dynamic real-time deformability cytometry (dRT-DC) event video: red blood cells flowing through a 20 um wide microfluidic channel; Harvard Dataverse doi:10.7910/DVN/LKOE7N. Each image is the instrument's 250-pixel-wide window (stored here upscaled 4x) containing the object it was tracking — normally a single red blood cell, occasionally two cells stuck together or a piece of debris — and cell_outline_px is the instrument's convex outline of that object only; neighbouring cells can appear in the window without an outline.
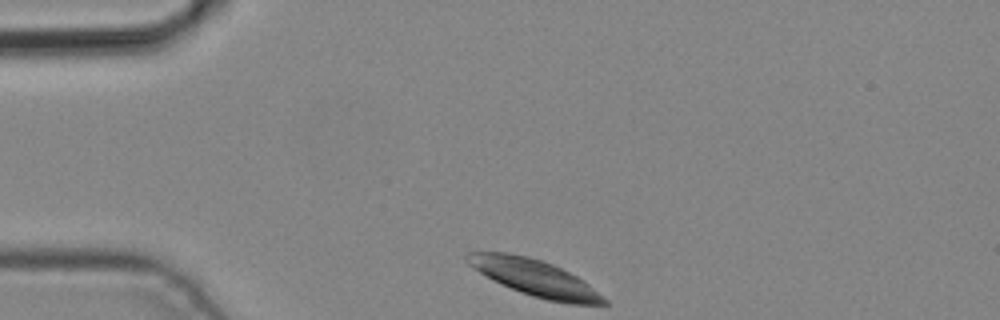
{"species": "common noctule bat (a hibernating species)", "species_latin": "Nyctalus noctula", "temperature_condition": "cold", "stored_images_in_passage": 2, "camera_frame_rate_fps": 3000, "um_per_image_px": 0.085, "animal": {"sex": "male", "body_mass_g": 19.2, "forearm_length_mm": 51.8}, "frame": {"image": 1, "passage_image": 1, "time_ms": 0.0, "image_size_px": [1000, 320], "cell_outline_px": [[608, 304], [568, 304], [548, 300], [532, 296], [520, 292], [492, 280], [472, 268], [464, 260], [464, 256], [468, 252], [508, 252], [528, 256], [552, 264], [576, 276], [588, 284], [608, 300]], "centroid_in_image_um": [45.4, 23.6], "position_along_channel_um": 39.6, "area_um2": 28.9}}